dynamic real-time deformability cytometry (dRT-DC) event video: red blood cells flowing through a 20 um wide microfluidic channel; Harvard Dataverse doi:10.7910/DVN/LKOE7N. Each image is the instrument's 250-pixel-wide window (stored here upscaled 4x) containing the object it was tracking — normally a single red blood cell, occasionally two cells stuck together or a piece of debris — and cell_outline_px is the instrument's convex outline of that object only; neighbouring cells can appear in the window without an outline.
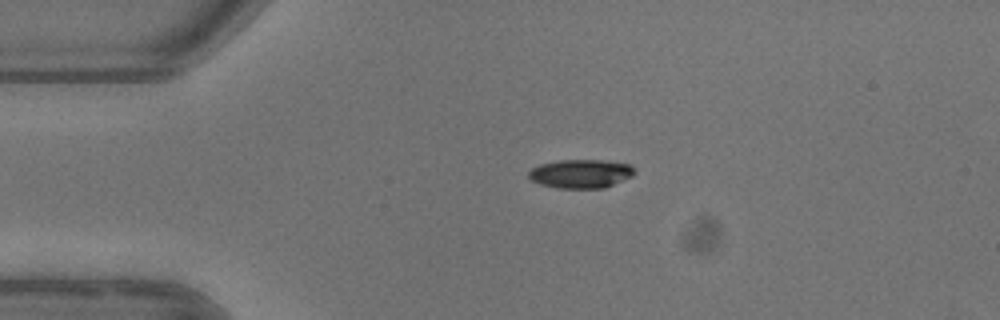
{"species": "common noctule bat (a hibernating species)", "species_latin": "Nyctalus noctula", "temperature_condition": "warm", "stored_images_in_passage": 3, "camera_frame_rate_fps": 3000, "um_per_image_px": 0.085, "animal": {"sex": "female"}, "frame": {"image": 1, "passage_image": 2, "time_ms": 1.0, "image_size_px": [1000, 320], "cell_outline_px": [[636, 172], [632, 176], [604, 188], [556, 188], [540, 184], [532, 180], [528, 176], [528, 172], [532, 168], [540, 164], [560, 160], [604, 160], [632, 164]], "centroid_in_image_um": [49.38, 14.76], "position_along_channel_um": 35.6, "area_um2": 17.8}}